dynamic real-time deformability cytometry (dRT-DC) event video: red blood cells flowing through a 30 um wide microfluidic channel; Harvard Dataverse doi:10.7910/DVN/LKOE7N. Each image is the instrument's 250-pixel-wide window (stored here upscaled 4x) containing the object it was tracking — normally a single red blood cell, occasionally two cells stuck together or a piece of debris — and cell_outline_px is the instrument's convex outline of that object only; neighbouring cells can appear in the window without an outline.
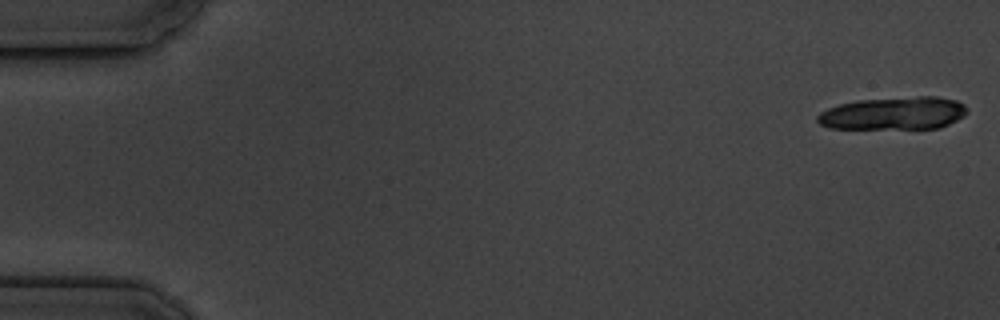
{"species": "common noctule bat (a hibernating species)", "species_latin": "Nyctalus noctula", "temperature_condition": "cold", "stored_images_in_passage": 10, "segment_of_instrument_passage": [1, 2], "camera_frame_rate_fps": 3000, "um_per_image_px": 0.085, "animal": {"sex": "male", "body_mass_g": 19.5, "forearm_length_mm": 54.6}, "frame": {"image": 1, "passage_image": 1, "time_ms": 0.0, "image_size_px": [1000, 320], "cell_outline_px": [[968, 112], [964, 116], [940, 128], [828, 128], [820, 124], [816, 120], [816, 116], [820, 112], [828, 108], [840, 104], [856, 100], [916, 96], [936, 96], [956, 100], [964, 104], [968, 108]], "centroid_in_image_um": [75.97, 9.62], "position_along_channel_um": 9.0, "area_um2": 28.73}}